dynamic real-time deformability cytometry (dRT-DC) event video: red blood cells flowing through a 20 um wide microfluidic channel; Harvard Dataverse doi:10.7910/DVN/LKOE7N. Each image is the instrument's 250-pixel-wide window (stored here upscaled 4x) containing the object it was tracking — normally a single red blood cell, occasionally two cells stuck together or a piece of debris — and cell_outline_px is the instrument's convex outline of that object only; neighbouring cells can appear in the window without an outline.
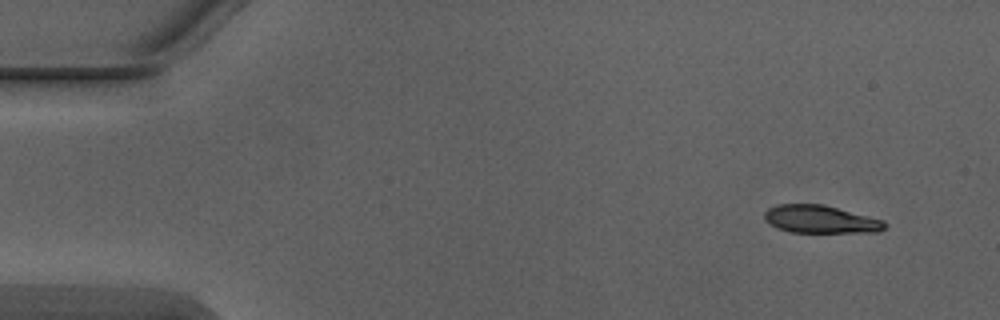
{"species": "Egyptian fruit bat (a non-hibernating species)", "species_latin": "Rousettus aegyptiacus", "temperature_condition": "warm", "stored_images_in_passage": 4, "camera_frame_rate_fps": 3000, "um_per_image_px": 0.085, "animal": {"sex": "male"}, "frame": {"image": 1, "passage_image": 1, "time_ms": 0.0, "image_size_px": [1000, 320], "cell_outline_px": [[888, 224], [880, 232], [792, 232], [780, 228], [764, 220], [764, 212], [768, 208], [776, 204], [824, 204], [884, 220]], "centroid_in_image_um": [69.77, 18.63], "position_along_channel_um": 15.2, "area_um2": 19.48}}
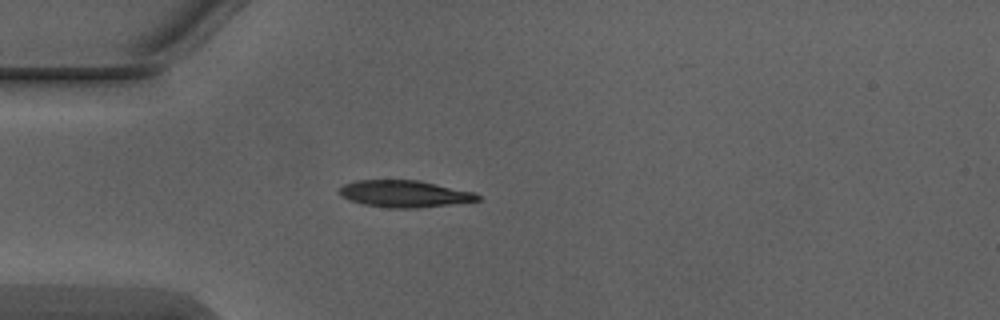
{"frame": {"image": 2, "passage_image": 4, "time_ms": 1.0, "image_size_px": [1000, 320], "cell_outline_px": [[480, 200], [416, 208], [388, 208], [364, 204], [348, 200], [340, 196], [340, 188], [344, 184], [356, 180], [420, 180], [476, 192], [480, 196]], "centroid_in_image_um": [34.38, 16.46], "position_along_channel_um": 50.6, "area_um2": 21.68}}